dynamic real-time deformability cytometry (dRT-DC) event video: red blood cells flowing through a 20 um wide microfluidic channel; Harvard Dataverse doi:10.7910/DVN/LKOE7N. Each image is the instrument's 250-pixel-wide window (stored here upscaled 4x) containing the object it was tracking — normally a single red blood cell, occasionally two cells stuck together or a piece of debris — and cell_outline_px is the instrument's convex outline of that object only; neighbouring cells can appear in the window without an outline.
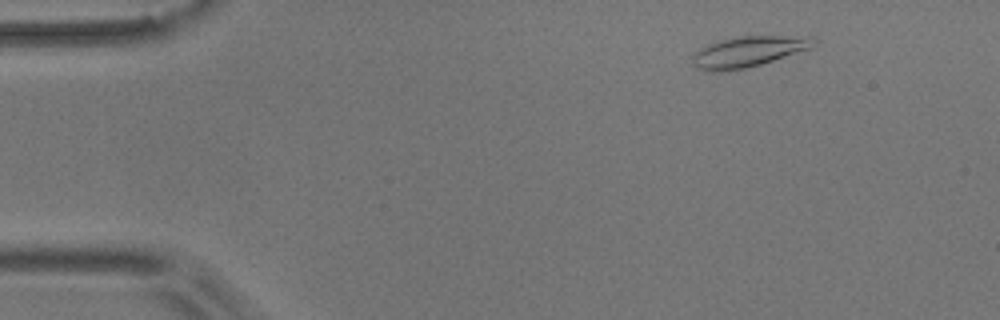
{"species": "common noctule bat (a hibernating species)", "species_latin": "Nyctalus noctula", "temperature_condition": "room temperature", "stored_images_in_passage": 55, "camera_frame_rate_fps": 3000, "um_per_image_px": 0.085, "animal": {"sex": "male", "body_mass_g": 17.9}, "frame": {"image": 1, "passage_image": 6, "time_ms": 1.667, "image_size_px": [1000, 320], "cell_outline_px": [[816, 44], [812, 48], [748, 68], [720, 72], [708, 72], [696, 68], [692, 64], [692, 56], [700, 48], [708, 44], [720, 40], [740, 36], [812, 36], [816, 40]], "centroid_in_image_um": [63.59, 4.4], "position_along_channel_um": 21.4, "area_um2": 21.91}}
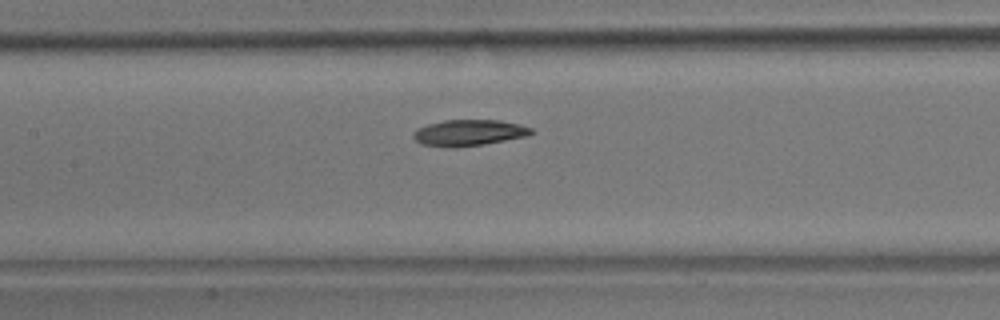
{"frame": {"image": 2, "passage_image": 25, "time_ms": 8.0, "image_size_px": [1000, 320], "cell_outline_px": [[536, 132], [528, 136], [484, 144], [456, 148], [444, 148], [420, 144], [412, 136], [412, 132], [416, 128], [428, 124], [444, 120], [500, 120], [520, 124], [532, 128]], "centroid_in_image_um": [39.84, 11.29], "position_along_channel_um": 167.6, "area_um2": 18.38}}
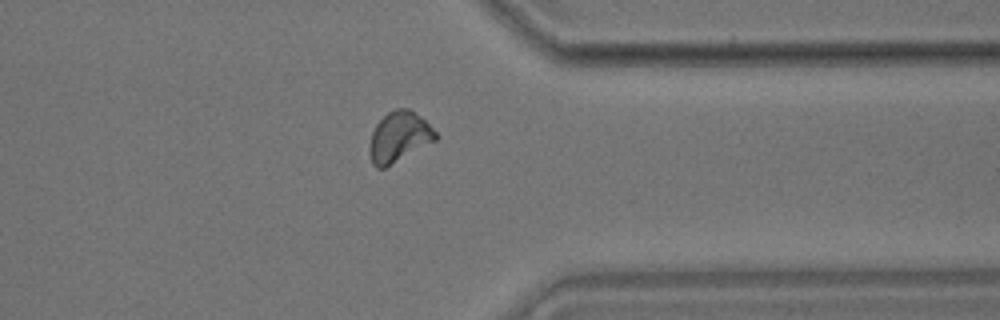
{"frame": {"image": 3, "passage_image": 43, "time_ms": 14.0, "image_size_px": [1000, 320], "cell_outline_px": [[440, 136], [436, 140], [384, 168], [376, 168], [372, 164], [368, 148], [372, 132], [376, 124], [388, 112], [396, 108], [408, 108], [420, 116]], "centroid_in_image_um": [33.9, 11.64], "position_along_channel_um": 377.5, "area_um2": 19.25}, "authors_computed_cell_mechanics": {"area_um2": 18.5538, "velocity_mm_per_s": 3.5945, "shape_relaxation_time_tau1_ms": 5.367, "shape_relaxation_time_tau2_ms": 4.5188, "deformation_change_tau1": 0.1485, "deformation_change_tau2": 0.0884}}